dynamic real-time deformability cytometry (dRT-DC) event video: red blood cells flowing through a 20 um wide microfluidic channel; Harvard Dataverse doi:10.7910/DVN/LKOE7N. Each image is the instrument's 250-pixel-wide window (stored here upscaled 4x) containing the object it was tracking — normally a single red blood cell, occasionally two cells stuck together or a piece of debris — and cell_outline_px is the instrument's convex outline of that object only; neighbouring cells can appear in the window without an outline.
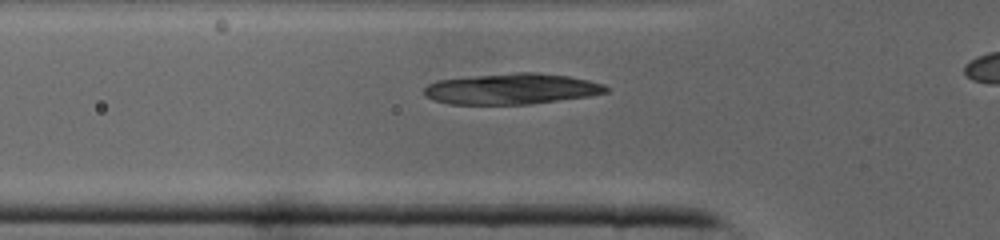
{"species": "common noctule bat (a hibernating species)", "species_latin": "Nyctalus noctula", "temperature_condition": "cold", "stored_images_in_passage": 9, "camera_frame_rate_fps": 3000, "um_per_image_px": 0.085, "animal": {"sex": "male", "body_mass_g": 19.0, "forearm_length_mm": 50.8}, "frame": {"image": 1, "passage_image": 2, "time_ms": 0.333, "image_size_px": [1000, 240], "cell_outline_px": [[612, 88], [608, 92], [588, 96], [528, 104], [448, 104], [432, 100], [424, 96], [424, 88], [428, 84], [436, 80], [516, 72], [536, 72], [568, 76], [588, 80], [604, 84]], "centroid_in_image_um": [43.48, 7.55], "position_along_channel_um": 82.3, "area_um2": 32.71}}
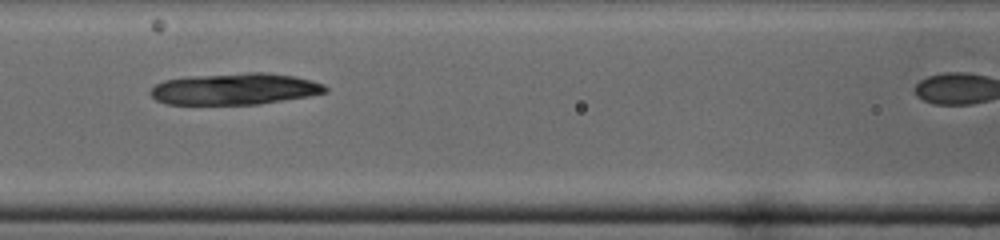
{"frame": {"image": 2, "passage_image": 6, "time_ms": 1.667, "image_size_px": [1000, 240], "cell_outline_px": [[328, 92], [308, 96], [256, 104], [168, 104], [156, 100], [148, 92], [156, 84], [164, 80], [188, 76], [248, 72], [264, 72], [296, 76], [312, 80], [324, 84], [328, 88]], "centroid_in_image_um": [19.97, 7.55], "position_along_channel_um": 146.6, "area_um2": 32.19}}